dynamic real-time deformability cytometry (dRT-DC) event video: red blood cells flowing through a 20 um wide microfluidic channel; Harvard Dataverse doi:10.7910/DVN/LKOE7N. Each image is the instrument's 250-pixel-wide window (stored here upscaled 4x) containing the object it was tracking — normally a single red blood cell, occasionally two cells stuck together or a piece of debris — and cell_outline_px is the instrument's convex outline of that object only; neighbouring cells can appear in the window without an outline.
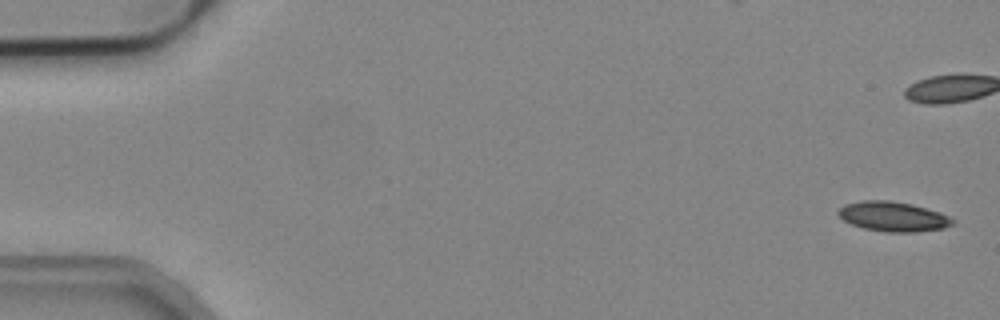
{"species": "common noctule bat (a hibernating species)", "species_latin": "Nyctalus noctula", "temperature_condition": "cold", "stored_images_in_passage": 6, "camera_frame_rate_fps": 3000, "um_per_image_px": 0.085, "animal": {"sex": "male", "body_mass_g": 19.2, "forearm_length_mm": 51.8}, "frame": {"image": 1, "passage_image": 1, "time_ms": 0.0, "image_size_px": [1000, 320], "cell_outline_px": [[956, 220], [952, 224], [944, 228], [916, 232], [884, 232], [864, 228], [852, 224], [844, 220], [836, 212], [844, 204], [860, 200], [888, 200], [912, 204], [940, 212]], "centroid_in_image_um": [75.91, 18.4], "position_along_channel_um": 9.1, "area_um2": 19.88}}